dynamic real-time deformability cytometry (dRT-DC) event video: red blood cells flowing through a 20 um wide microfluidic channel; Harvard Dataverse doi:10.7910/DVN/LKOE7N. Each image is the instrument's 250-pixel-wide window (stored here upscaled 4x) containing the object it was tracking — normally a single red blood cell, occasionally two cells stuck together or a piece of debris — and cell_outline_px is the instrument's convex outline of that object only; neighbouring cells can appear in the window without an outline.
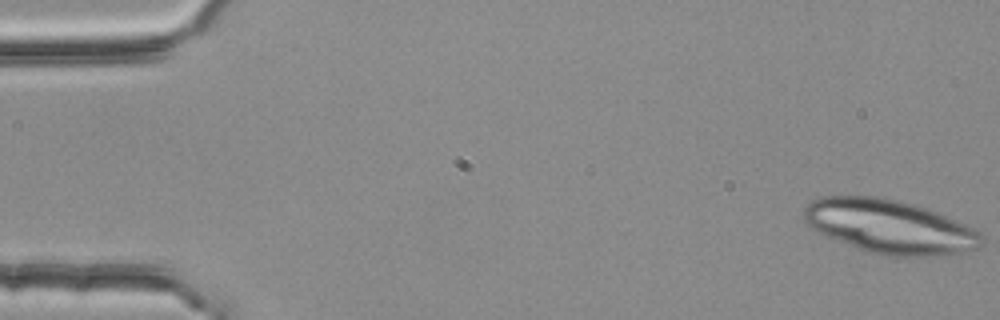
{"species": "common noctule bat (a hibernating species)", "species_latin": "Nyctalus noctula", "temperature_condition": "room temperature", "stored_images_in_passage": 34, "camera_frame_rate_fps": 3000, "um_per_image_px": 0.085, "animal": {"sex": "female", "body_mass_g": 25.1}, "frame": {"image": 1, "passage_image": 1, "time_ms": 0.0, "image_size_px": [1000, 320], "cell_outline_px": [[984, 244], [980, 248], [960, 252], [936, 256], [884, 256], [868, 252], [828, 236], [812, 228], [804, 220], [804, 208], [812, 200], [820, 196], [876, 196], [896, 200], [924, 208], [936, 212], [964, 224], [980, 232], [984, 236]], "centroid_in_image_um": [75.63, 19.27], "position_along_channel_um": 9.4, "area_um2": 55.26}}